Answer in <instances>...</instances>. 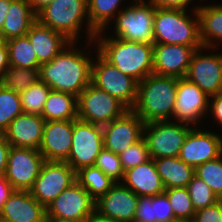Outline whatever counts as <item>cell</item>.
<instances>
[{
  "instance_id": "obj_1",
  "label": "cell",
  "mask_w": 222,
  "mask_h": 222,
  "mask_svg": "<svg viewBox=\"0 0 222 222\" xmlns=\"http://www.w3.org/2000/svg\"><path fill=\"white\" fill-rule=\"evenodd\" d=\"M77 42H70L51 61L39 67V80L52 90L66 92L76 97L91 83L92 61L84 48H78ZM88 53V54H87Z\"/></svg>"
},
{
  "instance_id": "obj_2",
  "label": "cell",
  "mask_w": 222,
  "mask_h": 222,
  "mask_svg": "<svg viewBox=\"0 0 222 222\" xmlns=\"http://www.w3.org/2000/svg\"><path fill=\"white\" fill-rule=\"evenodd\" d=\"M98 53L138 83L153 74V44L118 39L99 31L94 38Z\"/></svg>"
},
{
  "instance_id": "obj_3",
  "label": "cell",
  "mask_w": 222,
  "mask_h": 222,
  "mask_svg": "<svg viewBox=\"0 0 222 222\" xmlns=\"http://www.w3.org/2000/svg\"><path fill=\"white\" fill-rule=\"evenodd\" d=\"M37 19L78 44L81 38L79 35L85 24V44L87 48L94 45V38L98 32L90 25L88 0H53L37 14Z\"/></svg>"
},
{
  "instance_id": "obj_4",
  "label": "cell",
  "mask_w": 222,
  "mask_h": 222,
  "mask_svg": "<svg viewBox=\"0 0 222 222\" xmlns=\"http://www.w3.org/2000/svg\"><path fill=\"white\" fill-rule=\"evenodd\" d=\"M177 93V77L150 74L138 83L132 110L144 123L172 120Z\"/></svg>"
},
{
  "instance_id": "obj_5",
  "label": "cell",
  "mask_w": 222,
  "mask_h": 222,
  "mask_svg": "<svg viewBox=\"0 0 222 222\" xmlns=\"http://www.w3.org/2000/svg\"><path fill=\"white\" fill-rule=\"evenodd\" d=\"M193 7L189 10L155 7L154 43L187 45L195 50L201 48L199 3Z\"/></svg>"
},
{
  "instance_id": "obj_6",
  "label": "cell",
  "mask_w": 222,
  "mask_h": 222,
  "mask_svg": "<svg viewBox=\"0 0 222 222\" xmlns=\"http://www.w3.org/2000/svg\"><path fill=\"white\" fill-rule=\"evenodd\" d=\"M154 15L155 6L145 0H135L117 14L103 31L113 27L114 35L118 39L154 44ZM115 20V22H114Z\"/></svg>"
},
{
  "instance_id": "obj_7",
  "label": "cell",
  "mask_w": 222,
  "mask_h": 222,
  "mask_svg": "<svg viewBox=\"0 0 222 222\" xmlns=\"http://www.w3.org/2000/svg\"><path fill=\"white\" fill-rule=\"evenodd\" d=\"M93 46L96 57L92 61L91 83L132 109L137 100L138 82L106 61L98 53L95 42Z\"/></svg>"
},
{
  "instance_id": "obj_8",
  "label": "cell",
  "mask_w": 222,
  "mask_h": 222,
  "mask_svg": "<svg viewBox=\"0 0 222 222\" xmlns=\"http://www.w3.org/2000/svg\"><path fill=\"white\" fill-rule=\"evenodd\" d=\"M192 127L189 124L172 120L145 123L143 137L151 158L178 157Z\"/></svg>"
},
{
  "instance_id": "obj_9",
  "label": "cell",
  "mask_w": 222,
  "mask_h": 222,
  "mask_svg": "<svg viewBox=\"0 0 222 222\" xmlns=\"http://www.w3.org/2000/svg\"><path fill=\"white\" fill-rule=\"evenodd\" d=\"M78 119L104 126L129 110L122 102L90 83L77 97Z\"/></svg>"
},
{
  "instance_id": "obj_10",
  "label": "cell",
  "mask_w": 222,
  "mask_h": 222,
  "mask_svg": "<svg viewBox=\"0 0 222 222\" xmlns=\"http://www.w3.org/2000/svg\"><path fill=\"white\" fill-rule=\"evenodd\" d=\"M104 148L102 126L76 119L73 122L72 146L67 162L77 172L94 166Z\"/></svg>"
},
{
  "instance_id": "obj_11",
  "label": "cell",
  "mask_w": 222,
  "mask_h": 222,
  "mask_svg": "<svg viewBox=\"0 0 222 222\" xmlns=\"http://www.w3.org/2000/svg\"><path fill=\"white\" fill-rule=\"evenodd\" d=\"M76 181V172L67 162L45 161L30 194L45 208Z\"/></svg>"
},
{
  "instance_id": "obj_12",
  "label": "cell",
  "mask_w": 222,
  "mask_h": 222,
  "mask_svg": "<svg viewBox=\"0 0 222 222\" xmlns=\"http://www.w3.org/2000/svg\"><path fill=\"white\" fill-rule=\"evenodd\" d=\"M201 47L194 51L185 78L200 87L209 97L222 92V52ZM208 51L207 54L204 53Z\"/></svg>"
},
{
  "instance_id": "obj_13",
  "label": "cell",
  "mask_w": 222,
  "mask_h": 222,
  "mask_svg": "<svg viewBox=\"0 0 222 222\" xmlns=\"http://www.w3.org/2000/svg\"><path fill=\"white\" fill-rule=\"evenodd\" d=\"M45 162L39 150L11 146L5 178L15 190L29 191Z\"/></svg>"
},
{
  "instance_id": "obj_14",
  "label": "cell",
  "mask_w": 222,
  "mask_h": 222,
  "mask_svg": "<svg viewBox=\"0 0 222 222\" xmlns=\"http://www.w3.org/2000/svg\"><path fill=\"white\" fill-rule=\"evenodd\" d=\"M95 211V200L77 181L46 207V217L83 222Z\"/></svg>"
},
{
  "instance_id": "obj_15",
  "label": "cell",
  "mask_w": 222,
  "mask_h": 222,
  "mask_svg": "<svg viewBox=\"0 0 222 222\" xmlns=\"http://www.w3.org/2000/svg\"><path fill=\"white\" fill-rule=\"evenodd\" d=\"M209 96L187 78H177V93L172 120L191 126L200 124L208 114ZM199 123V124H198Z\"/></svg>"
},
{
  "instance_id": "obj_16",
  "label": "cell",
  "mask_w": 222,
  "mask_h": 222,
  "mask_svg": "<svg viewBox=\"0 0 222 222\" xmlns=\"http://www.w3.org/2000/svg\"><path fill=\"white\" fill-rule=\"evenodd\" d=\"M145 123L132 110L102 126L104 148L119 155L143 137Z\"/></svg>"
},
{
  "instance_id": "obj_17",
  "label": "cell",
  "mask_w": 222,
  "mask_h": 222,
  "mask_svg": "<svg viewBox=\"0 0 222 222\" xmlns=\"http://www.w3.org/2000/svg\"><path fill=\"white\" fill-rule=\"evenodd\" d=\"M202 129L193 126L189 130L178 156L194 169L222 154V136Z\"/></svg>"
},
{
  "instance_id": "obj_18",
  "label": "cell",
  "mask_w": 222,
  "mask_h": 222,
  "mask_svg": "<svg viewBox=\"0 0 222 222\" xmlns=\"http://www.w3.org/2000/svg\"><path fill=\"white\" fill-rule=\"evenodd\" d=\"M139 196L116 182L103 196L95 201V211L117 222H134Z\"/></svg>"
},
{
  "instance_id": "obj_19",
  "label": "cell",
  "mask_w": 222,
  "mask_h": 222,
  "mask_svg": "<svg viewBox=\"0 0 222 222\" xmlns=\"http://www.w3.org/2000/svg\"><path fill=\"white\" fill-rule=\"evenodd\" d=\"M195 49L179 44H153V74L185 77Z\"/></svg>"
},
{
  "instance_id": "obj_20",
  "label": "cell",
  "mask_w": 222,
  "mask_h": 222,
  "mask_svg": "<svg viewBox=\"0 0 222 222\" xmlns=\"http://www.w3.org/2000/svg\"><path fill=\"white\" fill-rule=\"evenodd\" d=\"M72 120L45 121L39 151L45 161L65 162L72 146Z\"/></svg>"
},
{
  "instance_id": "obj_21",
  "label": "cell",
  "mask_w": 222,
  "mask_h": 222,
  "mask_svg": "<svg viewBox=\"0 0 222 222\" xmlns=\"http://www.w3.org/2000/svg\"><path fill=\"white\" fill-rule=\"evenodd\" d=\"M44 124L42 116L22 113L10 122L3 134L10 146L38 150L43 138Z\"/></svg>"
},
{
  "instance_id": "obj_22",
  "label": "cell",
  "mask_w": 222,
  "mask_h": 222,
  "mask_svg": "<svg viewBox=\"0 0 222 222\" xmlns=\"http://www.w3.org/2000/svg\"><path fill=\"white\" fill-rule=\"evenodd\" d=\"M46 208L29 191L15 190L0 212L3 222H44Z\"/></svg>"
},
{
  "instance_id": "obj_23",
  "label": "cell",
  "mask_w": 222,
  "mask_h": 222,
  "mask_svg": "<svg viewBox=\"0 0 222 222\" xmlns=\"http://www.w3.org/2000/svg\"><path fill=\"white\" fill-rule=\"evenodd\" d=\"M26 36L29 38L40 64L51 61L71 42L61 33L42 24L38 19L32 24Z\"/></svg>"
},
{
  "instance_id": "obj_24",
  "label": "cell",
  "mask_w": 222,
  "mask_h": 222,
  "mask_svg": "<svg viewBox=\"0 0 222 222\" xmlns=\"http://www.w3.org/2000/svg\"><path fill=\"white\" fill-rule=\"evenodd\" d=\"M123 185L140 196H157L165 187L157 172L154 160H150L124 171Z\"/></svg>"
},
{
  "instance_id": "obj_25",
  "label": "cell",
  "mask_w": 222,
  "mask_h": 222,
  "mask_svg": "<svg viewBox=\"0 0 222 222\" xmlns=\"http://www.w3.org/2000/svg\"><path fill=\"white\" fill-rule=\"evenodd\" d=\"M36 20L27 0H13L0 31L3 41L25 36Z\"/></svg>"
},
{
  "instance_id": "obj_26",
  "label": "cell",
  "mask_w": 222,
  "mask_h": 222,
  "mask_svg": "<svg viewBox=\"0 0 222 222\" xmlns=\"http://www.w3.org/2000/svg\"><path fill=\"white\" fill-rule=\"evenodd\" d=\"M197 12L202 46L217 48L222 45V4H200Z\"/></svg>"
},
{
  "instance_id": "obj_27",
  "label": "cell",
  "mask_w": 222,
  "mask_h": 222,
  "mask_svg": "<svg viewBox=\"0 0 222 222\" xmlns=\"http://www.w3.org/2000/svg\"><path fill=\"white\" fill-rule=\"evenodd\" d=\"M165 189L185 188L194 176L195 169L179 157L153 159Z\"/></svg>"
},
{
  "instance_id": "obj_28",
  "label": "cell",
  "mask_w": 222,
  "mask_h": 222,
  "mask_svg": "<svg viewBox=\"0 0 222 222\" xmlns=\"http://www.w3.org/2000/svg\"><path fill=\"white\" fill-rule=\"evenodd\" d=\"M41 116L45 121L78 119L77 97L51 89Z\"/></svg>"
},
{
  "instance_id": "obj_29",
  "label": "cell",
  "mask_w": 222,
  "mask_h": 222,
  "mask_svg": "<svg viewBox=\"0 0 222 222\" xmlns=\"http://www.w3.org/2000/svg\"><path fill=\"white\" fill-rule=\"evenodd\" d=\"M122 3L123 0H88L90 25L97 32L104 30L123 9L120 7L121 5L124 6Z\"/></svg>"
},
{
  "instance_id": "obj_30",
  "label": "cell",
  "mask_w": 222,
  "mask_h": 222,
  "mask_svg": "<svg viewBox=\"0 0 222 222\" xmlns=\"http://www.w3.org/2000/svg\"><path fill=\"white\" fill-rule=\"evenodd\" d=\"M76 181L89 192V195L95 201L116 183L95 166L78 170L76 172Z\"/></svg>"
},
{
  "instance_id": "obj_31",
  "label": "cell",
  "mask_w": 222,
  "mask_h": 222,
  "mask_svg": "<svg viewBox=\"0 0 222 222\" xmlns=\"http://www.w3.org/2000/svg\"><path fill=\"white\" fill-rule=\"evenodd\" d=\"M9 55V64L16 67L39 69L40 63L36 57L29 38H12L6 41Z\"/></svg>"
},
{
  "instance_id": "obj_32",
  "label": "cell",
  "mask_w": 222,
  "mask_h": 222,
  "mask_svg": "<svg viewBox=\"0 0 222 222\" xmlns=\"http://www.w3.org/2000/svg\"><path fill=\"white\" fill-rule=\"evenodd\" d=\"M39 80V69L9 66L0 84L16 93H21Z\"/></svg>"
},
{
  "instance_id": "obj_33",
  "label": "cell",
  "mask_w": 222,
  "mask_h": 222,
  "mask_svg": "<svg viewBox=\"0 0 222 222\" xmlns=\"http://www.w3.org/2000/svg\"><path fill=\"white\" fill-rule=\"evenodd\" d=\"M51 88L38 80L19 94L23 113L40 115Z\"/></svg>"
},
{
  "instance_id": "obj_34",
  "label": "cell",
  "mask_w": 222,
  "mask_h": 222,
  "mask_svg": "<svg viewBox=\"0 0 222 222\" xmlns=\"http://www.w3.org/2000/svg\"><path fill=\"white\" fill-rule=\"evenodd\" d=\"M22 113L19 93L0 84V132L3 133L10 122Z\"/></svg>"
},
{
  "instance_id": "obj_35",
  "label": "cell",
  "mask_w": 222,
  "mask_h": 222,
  "mask_svg": "<svg viewBox=\"0 0 222 222\" xmlns=\"http://www.w3.org/2000/svg\"><path fill=\"white\" fill-rule=\"evenodd\" d=\"M194 175L202 179L222 200V154L218 158L200 164L195 168Z\"/></svg>"
},
{
  "instance_id": "obj_36",
  "label": "cell",
  "mask_w": 222,
  "mask_h": 222,
  "mask_svg": "<svg viewBox=\"0 0 222 222\" xmlns=\"http://www.w3.org/2000/svg\"><path fill=\"white\" fill-rule=\"evenodd\" d=\"M164 193L167 195L176 219L194 217L196 211L186 187L165 189Z\"/></svg>"
},
{
  "instance_id": "obj_37",
  "label": "cell",
  "mask_w": 222,
  "mask_h": 222,
  "mask_svg": "<svg viewBox=\"0 0 222 222\" xmlns=\"http://www.w3.org/2000/svg\"><path fill=\"white\" fill-rule=\"evenodd\" d=\"M186 188L189 192L195 211L214 205L220 200L213 193L211 188L202 179H199L195 175L192 177Z\"/></svg>"
},
{
  "instance_id": "obj_38",
  "label": "cell",
  "mask_w": 222,
  "mask_h": 222,
  "mask_svg": "<svg viewBox=\"0 0 222 222\" xmlns=\"http://www.w3.org/2000/svg\"><path fill=\"white\" fill-rule=\"evenodd\" d=\"M99 168L105 175L115 182H121L124 176V170L119 155L103 148L96 158L94 165Z\"/></svg>"
},
{
  "instance_id": "obj_39",
  "label": "cell",
  "mask_w": 222,
  "mask_h": 222,
  "mask_svg": "<svg viewBox=\"0 0 222 222\" xmlns=\"http://www.w3.org/2000/svg\"><path fill=\"white\" fill-rule=\"evenodd\" d=\"M119 158L124 171L150 160L151 156L144 137L119 154Z\"/></svg>"
},
{
  "instance_id": "obj_40",
  "label": "cell",
  "mask_w": 222,
  "mask_h": 222,
  "mask_svg": "<svg viewBox=\"0 0 222 222\" xmlns=\"http://www.w3.org/2000/svg\"><path fill=\"white\" fill-rule=\"evenodd\" d=\"M152 205H154V222H172L176 219L164 192L157 196H152Z\"/></svg>"
},
{
  "instance_id": "obj_41",
  "label": "cell",
  "mask_w": 222,
  "mask_h": 222,
  "mask_svg": "<svg viewBox=\"0 0 222 222\" xmlns=\"http://www.w3.org/2000/svg\"><path fill=\"white\" fill-rule=\"evenodd\" d=\"M134 222H154L152 196H140L138 198Z\"/></svg>"
},
{
  "instance_id": "obj_42",
  "label": "cell",
  "mask_w": 222,
  "mask_h": 222,
  "mask_svg": "<svg viewBox=\"0 0 222 222\" xmlns=\"http://www.w3.org/2000/svg\"><path fill=\"white\" fill-rule=\"evenodd\" d=\"M196 222H222V200L195 212Z\"/></svg>"
},
{
  "instance_id": "obj_43",
  "label": "cell",
  "mask_w": 222,
  "mask_h": 222,
  "mask_svg": "<svg viewBox=\"0 0 222 222\" xmlns=\"http://www.w3.org/2000/svg\"><path fill=\"white\" fill-rule=\"evenodd\" d=\"M208 112L222 128V92L209 97Z\"/></svg>"
},
{
  "instance_id": "obj_44",
  "label": "cell",
  "mask_w": 222,
  "mask_h": 222,
  "mask_svg": "<svg viewBox=\"0 0 222 222\" xmlns=\"http://www.w3.org/2000/svg\"><path fill=\"white\" fill-rule=\"evenodd\" d=\"M148 3L153 4L155 7L162 8H177L188 10V6L193 2V0H145ZM195 1V0H194Z\"/></svg>"
},
{
  "instance_id": "obj_45",
  "label": "cell",
  "mask_w": 222,
  "mask_h": 222,
  "mask_svg": "<svg viewBox=\"0 0 222 222\" xmlns=\"http://www.w3.org/2000/svg\"><path fill=\"white\" fill-rule=\"evenodd\" d=\"M10 144L3 133L0 132V171H6Z\"/></svg>"
},
{
  "instance_id": "obj_46",
  "label": "cell",
  "mask_w": 222,
  "mask_h": 222,
  "mask_svg": "<svg viewBox=\"0 0 222 222\" xmlns=\"http://www.w3.org/2000/svg\"><path fill=\"white\" fill-rule=\"evenodd\" d=\"M14 191L15 189L6 178L0 181V212L4 207V204L7 202L8 198L12 195Z\"/></svg>"
},
{
  "instance_id": "obj_47",
  "label": "cell",
  "mask_w": 222,
  "mask_h": 222,
  "mask_svg": "<svg viewBox=\"0 0 222 222\" xmlns=\"http://www.w3.org/2000/svg\"><path fill=\"white\" fill-rule=\"evenodd\" d=\"M9 64V55H8V48L6 42L4 41L0 45V79L3 77V74L6 72Z\"/></svg>"
},
{
  "instance_id": "obj_48",
  "label": "cell",
  "mask_w": 222,
  "mask_h": 222,
  "mask_svg": "<svg viewBox=\"0 0 222 222\" xmlns=\"http://www.w3.org/2000/svg\"><path fill=\"white\" fill-rule=\"evenodd\" d=\"M32 11L37 15L43 8L49 5L53 0H27Z\"/></svg>"
},
{
  "instance_id": "obj_49",
  "label": "cell",
  "mask_w": 222,
  "mask_h": 222,
  "mask_svg": "<svg viewBox=\"0 0 222 222\" xmlns=\"http://www.w3.org/2000/svg\"><path fill=\"white\" fill-rule=\"evenodd\" d=\"M12 1L13 0H0V31L2 30L8 9Z\"/></svg>"
},
{
  "instance_id": "obj_50",
  "label": "cell",
  "mask_w": 222,
  "mask_h": 222,
  "mask_svg": "<svg viewBox=\"0 0 222 222\" xmlns=\"http://www.w3.org/2000/svg\"><path fill=\"white\" fill-rule=\"evenodd\" d=\"M83 222H117L115 220L108 219L96 211H94L89 217H87Z\"/></svg>"
},
{
  "instance_id": "obj_51",
  "label": "cell",
  "mask_w": 222,
  "mask_h": 222,
  "mask_svg": "<svg viewBox=\"0 0 222 222\" xmlns=\"http://www.w3.org/2000/svg\"><path fill=\"white\" fill-rule=\"evenodd\" d=\"M45 221L46 222H76V221H70V220H62V219L53 218V217H46Z\"/></svg>"
},
{
  "instance_id": "obj_52",
  "label": "cell",
  "mask_w": 222,
  "mask_h": 222,
  "mask_svg": "<svg viewBox=\"0 0 222 222\" xmlns=\"http://www.w3.org/2000/svg\"><path fill=\"white\" fill-rule=\"evenodd\" d=\"M172 222H196L194 217L183 218V219H174Z\"/></svg>"
},
{
  "instance_id": "obj_53",
  "label": "cell",
  "mask_w": 222,
  "mask_h": 222,
  "mask_svg": "<svg viewBox=\"0 0 222 222\" xmlns=\"http://www.w3.org/2000/svg\"><path fill=\"white\" fill-rule=\"evenodd\" d=\"M5 178V171H0V181Z\"/></svg>"
},
{
  "instance_id": "obj_54",
  "label": "cell",
  "mask_w": 222,
  "mask_h": 222,
  "mask_svg": "<svg viewBox=\"0 0 222 222\" xmlns=\"http://www.w3.org/2000/svg\"><path fill=\"white\" fill-rule=\"evenodd\" d=\"M3 39H2V36H1V33H0V45L3 43Z\"/></svg>"
}]
</instances>
